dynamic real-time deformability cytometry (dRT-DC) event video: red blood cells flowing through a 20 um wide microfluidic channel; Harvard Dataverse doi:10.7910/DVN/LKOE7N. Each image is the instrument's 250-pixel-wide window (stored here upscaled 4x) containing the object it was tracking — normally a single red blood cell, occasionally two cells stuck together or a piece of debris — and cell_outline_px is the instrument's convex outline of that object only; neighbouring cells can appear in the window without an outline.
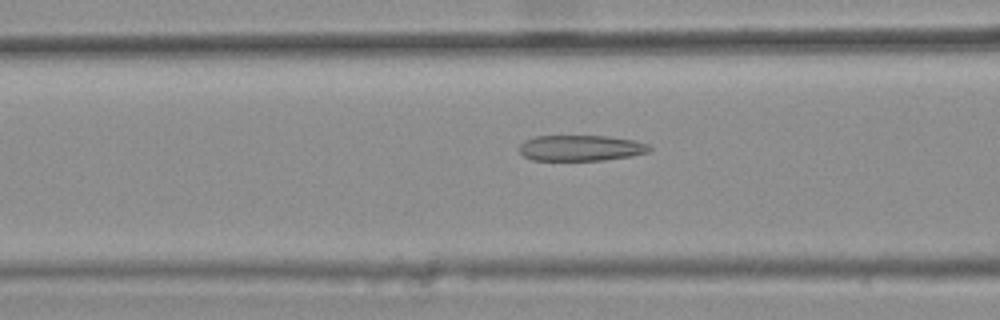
{"species": "common noctule bat (a hibernating species)", "species_latin": "Nyctalus noctula", "temperature_condition": "warm", "stored_images_in_passage": 47, "camera_frame_rate_fps": 3000, "um_per_image_px": 0.085, "animal": {"sex": "female", "body_mass_g": 25.1}, "frame": {"image": 1, "passage_image": 20, "time_ms": 6.333, "image_size_px": [1000, 320], "cell_outline_px": [[652, 148], [648, 152], [632, 156], [604, 160], [532, 160], [524, 156], [520, 152], [520, 144], [524, 140], [536, 136], [608, 136], [632, 140], [648, 144]], "centroid_in_image_um": [49.37, 12.58], "position_along_channel_um": 117.2, "area_um2": 19.54}}
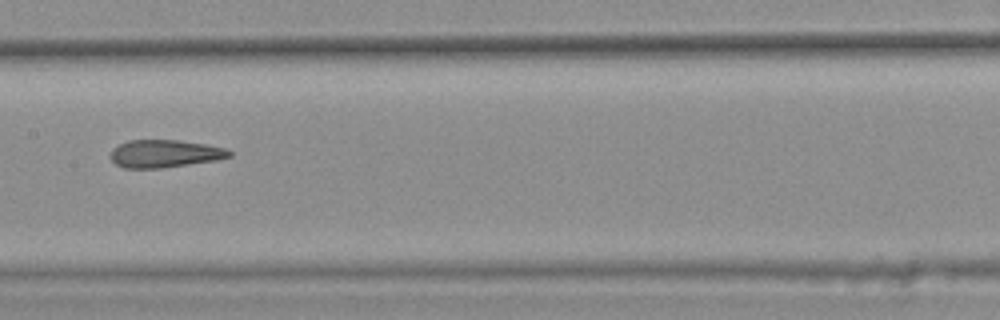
{"frame": {"image": 2, "passage_image": 26, "time_ms": 8.333, "image_size_px": [1000, 320], "cell_outline_px": [[232, 156], [216, 160], [160, 168], [124, 168], [116, 164], [108, 156], [112, 148], [128, 140], [180, 140], [204, 144], [224, 148], [232, 152]], "centroid_in_image_um": [13.96, 13.06], "position_along_channel_um": 193.4, "area_um2": 19.13}}
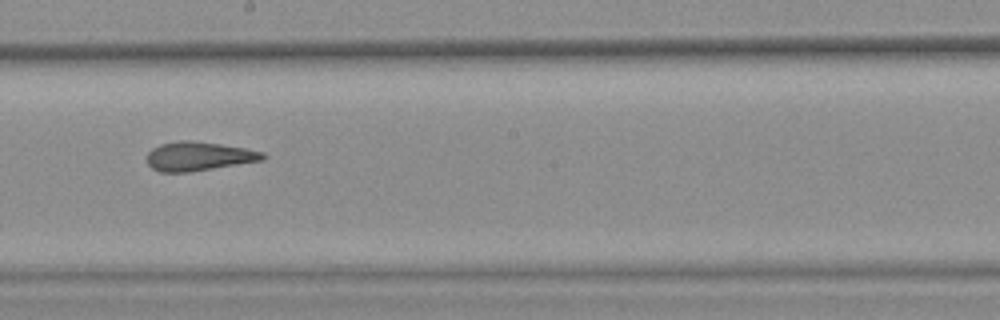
{"frame": {"image": 3, "passage_image": 29, "time_ms": 9.333, "image_size_px": [1000, 320], "cell_outline_px": [[268, 156], [264, 160], [192, 172], [160, 172], [152, 168], [148, 164], [148, 152], [152, 148], [160, 144], [180, 140], [192, 140], [220, 144], [244, 148], [264, 152]], "centroid_in_image_um": [16.91, 13.28], "position_along_channel_um": 231.3, "area_um2": 19.71}, "authors_computed_cell_mechanics": {"area_um2": 19.941, "velocity_mm_per_s": 3.8043, "shape_relaxation_time_tau1_ms": null, "shape_relaxation_time_tau2_ms": 2.1613, "deformation_change_tau1": null, "deformation_change_tau2": 0.1005}}